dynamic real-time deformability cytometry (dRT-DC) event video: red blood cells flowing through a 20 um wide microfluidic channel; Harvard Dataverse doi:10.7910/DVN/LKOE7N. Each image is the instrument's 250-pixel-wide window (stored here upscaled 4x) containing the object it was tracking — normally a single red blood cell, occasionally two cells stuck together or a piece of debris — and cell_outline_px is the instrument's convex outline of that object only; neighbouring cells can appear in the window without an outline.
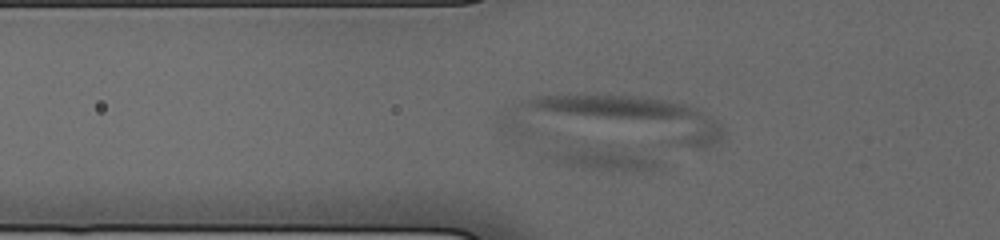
{"species": "human", "species_latin": "Homo sapiens", "temperature_condition": "cold", "stored_images_in_passage": 46, "camera_frame_rate_fps": 3000, "um_per_image_px": 0.085, "donor": {"sex": "male"}, "frame": {"image": 1, "passage_image": 5, "time_ms": 0.667, "image_size_px": [1000, 240], "cell_outline_px": [[724, 136], [720, 140], [712, 144], [696, 148], [520, 136], [500, 128], [496, 112], [504, 108], [524, 100], [540, 96], [640, 96], [664, 100], [684, 104], [696, 108], [712, 116], [720, 124], [724, 132]], "centroid_in_image_um": [52.01, 10.26], "position_along_channel_um": 73.8, "area_um2": 65.6}}